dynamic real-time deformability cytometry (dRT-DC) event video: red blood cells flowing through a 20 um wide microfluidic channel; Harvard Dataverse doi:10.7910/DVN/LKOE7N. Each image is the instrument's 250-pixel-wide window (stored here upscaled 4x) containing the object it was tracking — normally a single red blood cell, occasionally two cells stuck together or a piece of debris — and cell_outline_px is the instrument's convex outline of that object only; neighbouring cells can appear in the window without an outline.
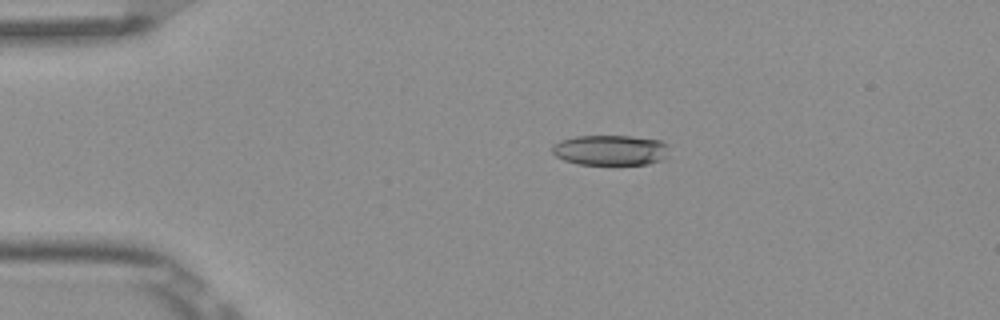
{"species": "Egyptian fruit bat (a non-hibernating species)", "species_latin": "Rousettus aegyptiacus", "temperature_condition": "room temperature", "stored_images_in_passage": 7, "camera_frame_rate_fps": 3000, "um_per_image_px": 0.085, "frame": {"image": 1, "passage_image": 3, "time_ms": 0.667, "image_size_px": [1000, 320], "cell_outline_px": [[668, 156], [660, 160], [648, 164], [580, 164], [564, 160], [556, 156], [552, 152], [552, 144], [560, 140], [576, 136], [632, 136], [660, 140], [668, 144]], "centroid_in_image_um": [51.89, 12.75], "position_along_channel_um": 33.1, "area_um2": 20.75}}
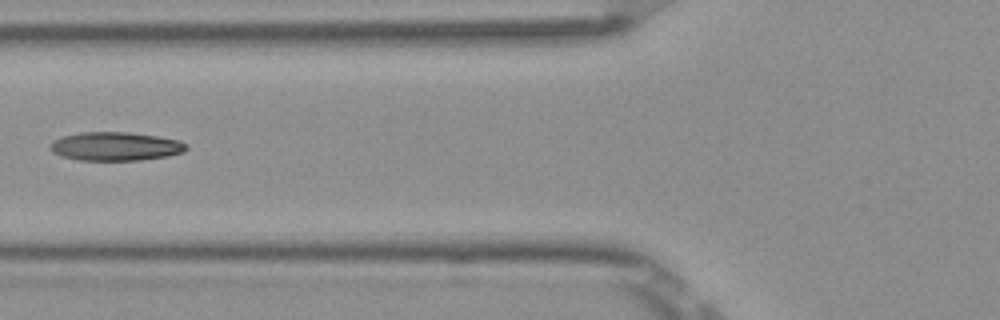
{"frame": {"image": 2, "passage_image": 6, "time_ms": 1.667, "image_size_px": [1000, 320], "cell_outline_px": [[188, 148], [184, 152], [168, 156], [140, 160], [76, 160], [60, 156], [52, 152], [48, 148], [52, 140], [64, 136], [80, 132], [128, 132], [156, 136], [180, 140], [188, 144]], "centroid_in_image_um": [9.81, 12.44], "position_along_channel_um": 116.0, "area_um2": 22.95}}
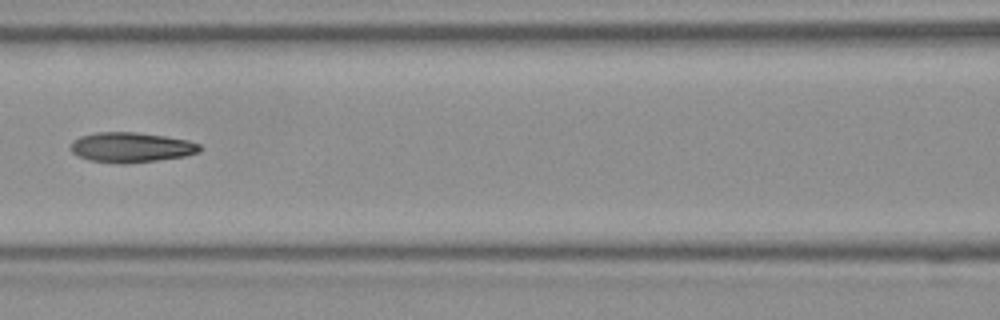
{"frame": {"image": 3, "passage_image": 7, "time_ms": 2.0, "image_size_px": [1000, 320], "cell_outline_px": [[200, 152], [184, 156], [128, 164], [120, 164], [88, 160], [76, 156], [68, 148], [72, 140], [80, 136], [96, 132], [136, 132], [164, 136], [188, 140], [200, 144]], "centroid_in_image_um": [11.08, 12.53], "position_along_channel_um": 155.5, "area_um2": 22.83}}